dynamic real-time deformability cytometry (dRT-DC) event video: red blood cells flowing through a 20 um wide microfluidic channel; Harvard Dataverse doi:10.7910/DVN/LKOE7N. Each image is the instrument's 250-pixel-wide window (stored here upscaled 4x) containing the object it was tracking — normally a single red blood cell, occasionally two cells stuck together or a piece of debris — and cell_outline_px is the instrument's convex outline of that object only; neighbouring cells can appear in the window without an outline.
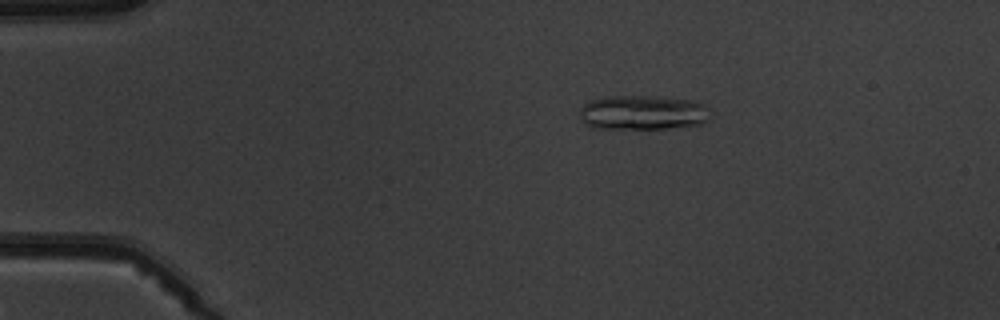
{"species": "common noctule bat (a hibernating species)", "species_latin": "Nyctalus noctula", "temperature_condition": "warm", "stored_images_in_passage": 5, "camera_frame_rate_fps": 3000, "um_per_image_px": 0.085, "animal": {"sex": "male", "body_mass_g": 19.5, "forearm_length_mm": 54.6}, "frame": {"image": 1, "passage_image": 3, "time_ms": 2.333, "image_size_px": [1000, 320], "cell_outline_px": [[708, 120], [700, 124], [668, 128], [592, 128], [584, 124], [580, 120], [580, 108], [588, 100], [604, 96], [656, 96], [688, 100], [704, 104], [708, 116]], "centroid_in_image_um": [54.54, 9.56], "position_along_channel_um": 30.5, "area_um2": 26.24}}